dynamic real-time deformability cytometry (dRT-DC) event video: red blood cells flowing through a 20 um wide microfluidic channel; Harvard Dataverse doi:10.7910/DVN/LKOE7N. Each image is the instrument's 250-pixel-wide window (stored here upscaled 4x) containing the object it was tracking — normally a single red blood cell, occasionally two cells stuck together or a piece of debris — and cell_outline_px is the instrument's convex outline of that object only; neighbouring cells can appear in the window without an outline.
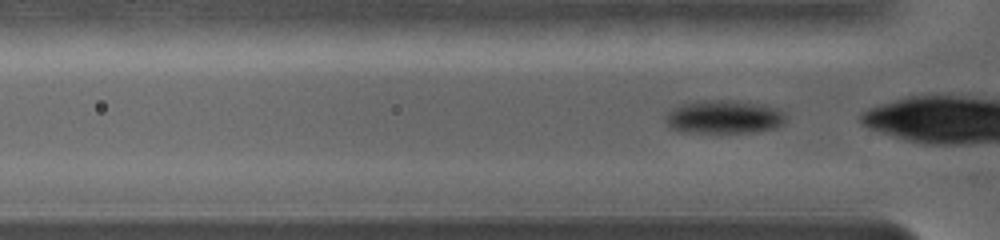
{"species": "common noctule bat (a hibernating species)", "species_latin": "Nyctalus noctula", "temperature_condition": "warm", "stored_images_in_passage": 117, "camera_frame_rate_fps": 5000, "um_per_image_px": 0.085, "animal": {"sex": "female", "body_mass_g": 19.0, "forearm_length_mm": 56.7}, "frame": {"image": 1, "passage_image": 4, "time_ms": 0.4, "image_size_px": [1000, 240], "cell_outline_px": [[788, 120], [784, 124], [772, 128], [756, 132], [680, 132], [672, 128], [664, 120], [668, 112], [684, 104], [696, 100], [732, 100], [756, 104], [776, 108], [784, 112]], "centroid_in_image_um": [61.56, 9.94], "position_along_channel_um": 64.2, "area_um2": 23.24}}
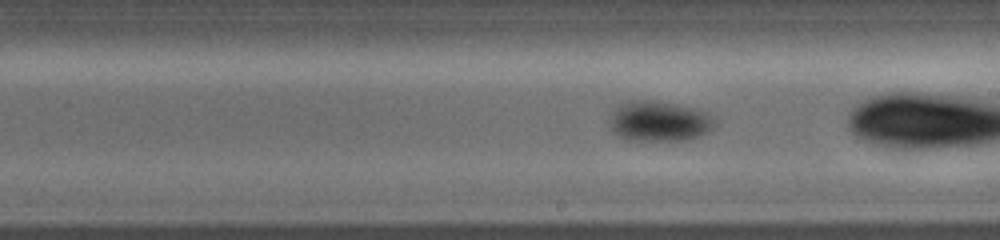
{"frame": {"image": 2, "passage_image": 43, "time_ms": 5.0, "image_size_px": [1000, 240], "cell_outline_px": [[716, 124], [708, 132], [692, 140], [628, 140], [612, 132], [608, 128], [608, 124], [616, 108], [620, 104], [628, 100], [652, 100], [676, 104], [696, 108], [708, 112], [716, 120]], "centroid_in_image_um": [56.05, 10.3], "position_along_channel_um": 232.9, "area_um2": 25.09}}
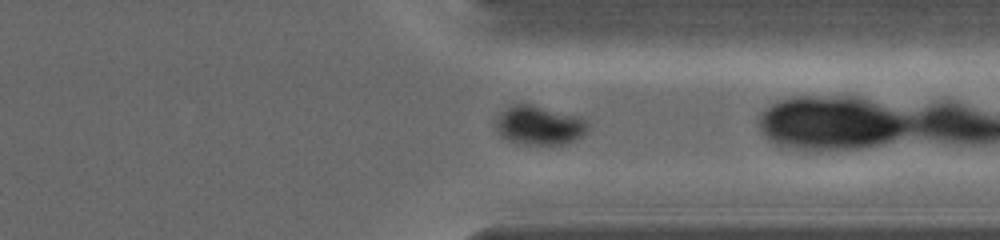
{"frame": {"image": 3, "passage_image": 74, "time_ms": 8.6, "image_size_px": [1000, 240], "cell_outline_px": [[588, 128], [584, 136], [576, 140], [564, 144], [520, 144], [508, 140], [500, 136], [496, 132], [496, 120], [508, 108], [516, 104], [532, 104], [580, 116], [588, 124]], "centroid_in_image_um": [45.87, 10.67], "position_along_channel_um": 365.5, "area_um2": 20.92}, "authors_computed_cell_mechanics": {"area_um2": 22.542, "velocity_mm_per_s": 3.673, "shape_relaxation_time_tau1_ms": 1.5416, "shape_relaxation_time_tau2_ms": null, "deformation_change_tau1": 0.1111, "deformation_change_tau2": null}}